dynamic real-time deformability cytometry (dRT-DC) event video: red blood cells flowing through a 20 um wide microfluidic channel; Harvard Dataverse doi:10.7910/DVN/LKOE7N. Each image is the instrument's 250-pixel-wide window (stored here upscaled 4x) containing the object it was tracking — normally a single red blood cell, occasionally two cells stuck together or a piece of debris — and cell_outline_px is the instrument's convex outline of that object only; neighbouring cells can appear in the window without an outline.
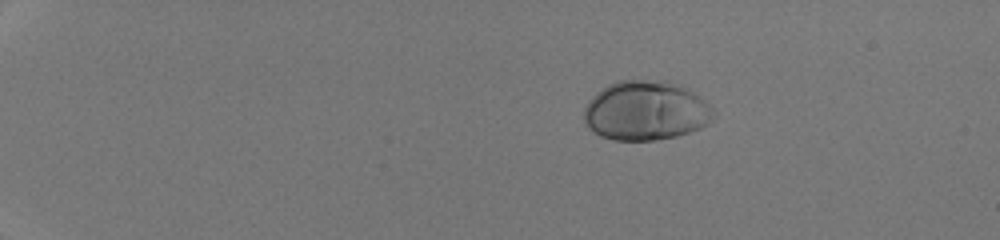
{"species": "human", "species_latin": "Homo sapiens", "temperature_condition": "room temperature", "stored_images_in_passage": 42, "camera_frame_rate_fps": 3000, "um_per_image_px": 0.085, "donor": {"sex": "male"}, "frame": {"image": 1, "passage_image": 1, "time_ms": 0.0, "image_size_px": [1000, 240], "cell_outline_px": [[716, 116], [708, 124], [700, 128], [676, 136], [656, 140], [612, 140], [600, 136], [588, 128], [584, 120], [584, 108], [588, 100], [596, 92], [608, 84], [616, 80], [668, 80], [680, 84], [688, 88], [704, 100], [716, 112]], "centroid_in_image_um": [54.89, 9.39], "position_along_channel_um": 30.1, "area_um2": 45.43}}
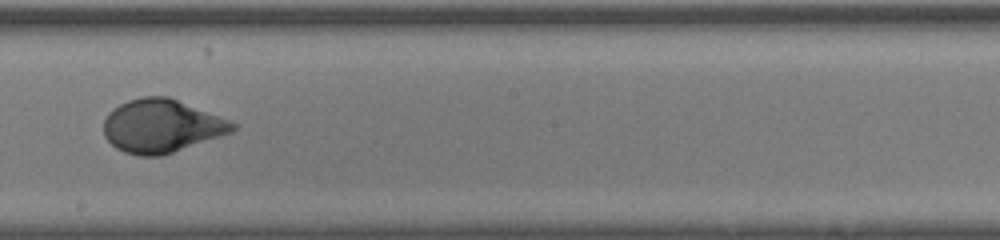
{"frame": {"image": 2, "passage_image": 24, "time_ms": 7.667, "image_size_px": [1000, 240], "cell_outline_px": [[236, 128], [232, 132], [160, 156], [140, 156], [124, 152], [116, 148], [104, 136], [104, 120], [108, 112], [120, 104], [128, 100], [140, 96], [168, 96], [228, 120], [236, 124]], "centroid_in_image_um": [13.68, 10.7], "position_along_channel_um": 234.5, "area_um2": 39.59}}
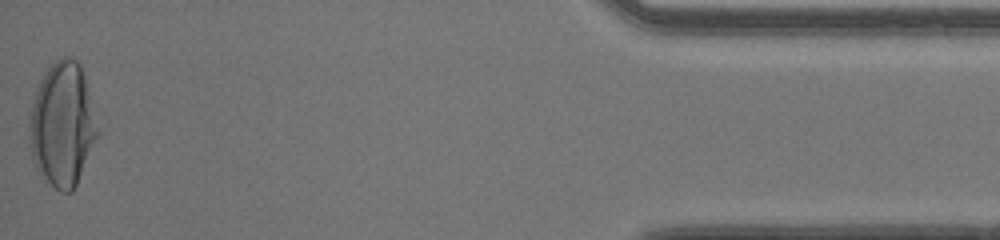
{"frame": {"image": 3, "passage_image": 42, "time_ms": 13.667, "image_size_px": [1000, 240], "cell_outline_px": [[100, 132], [76, 184], [72, 192], [60, 192], [40, 172], [32, 156], [28, 136], [28, 124], [32, 104], [40, 80], [44, 72], [56, 60], [64, 56], [72, 56], [80, 64], [84, 76]], "centroid_in_image_um": [5.31, 10.55], "position_along_channel_um": 429.9, "area_um2": 48.84}, "authors_computed_cell_mechanics": {"area_um2": 40.6334, "velocity_mm_per_s": 4.2926, "shape_relaxation_time_tau1_ms": 4.5231, "shape_relaxation_time_tau2_ms": null, "deformation_change_tau1": 0.2195, "deformation_change_tau2": null}}